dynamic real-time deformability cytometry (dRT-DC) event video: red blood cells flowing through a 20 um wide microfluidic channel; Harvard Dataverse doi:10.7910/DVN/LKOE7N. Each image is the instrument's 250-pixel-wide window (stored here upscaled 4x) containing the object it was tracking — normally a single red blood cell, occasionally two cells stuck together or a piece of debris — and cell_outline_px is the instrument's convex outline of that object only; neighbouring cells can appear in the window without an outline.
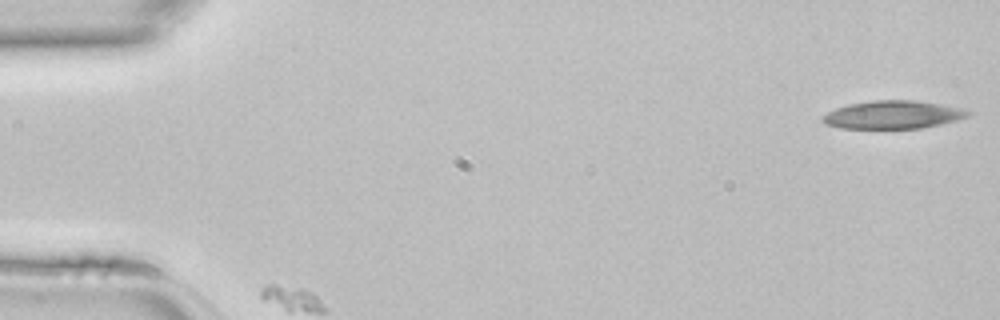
{"species": "common noctule bat (a hibernating species)", "species_latin": "Nyctalus noctula", "temperature_condition": "room temperature", "stored_images_in_passage": 10, "camera_frame_rate_fps": 3000, "um_per_image_px": 0.085, "animal": {"sex": "female", "body_mass_g": 22.7, "forearm_length_mm": 54.2}, "frame": {"image": 1, "passage_image": 1, "time_ms": 0.0, "image_size_px": [1000, 320], "cell_outline_px": [[972, 112], [968, 116], [956, 120], [940, 124], [920, 128], [840, 128], [824, 124], [820, 120], [820, 116], [836, 108], [848, 104], [872, 100], [916, 100], [940, 104], [960, 108]], "centroid_in_image_um": [75.84, 9.75], "position_along_channel_um": 9.2, "area_um2": 23.76}}